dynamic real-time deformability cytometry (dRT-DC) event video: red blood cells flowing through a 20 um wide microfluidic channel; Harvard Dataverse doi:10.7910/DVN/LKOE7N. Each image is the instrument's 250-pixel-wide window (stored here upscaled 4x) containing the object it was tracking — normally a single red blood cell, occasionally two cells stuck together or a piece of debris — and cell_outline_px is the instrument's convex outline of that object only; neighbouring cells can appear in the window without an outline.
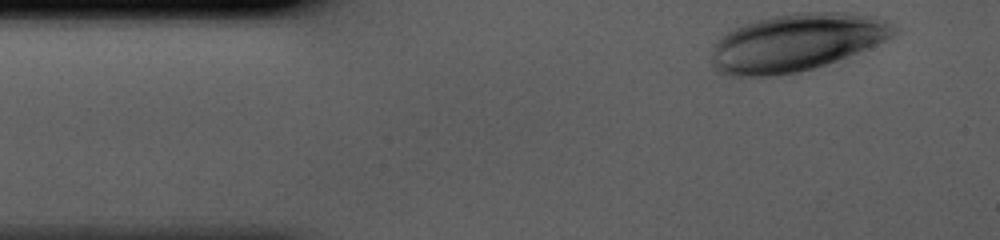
{"species": "human", "species_latin": "Homo sapiens", "temperature_condition": "cold", "stored_images_in_passage": 34, "camera_frame_rate_fps": 3000, "um_per_image_px": 0.085, "donor": {"sex": "male"}, "frame": {"image": 1, "passage_image": 1, "time_ms": 0.0, "image_size_px": [1000, 240], "cell_outline_px": [[900, 28], [892, 36], [884, 40], [856, 52], [836, 60], [812, 68], [796, 72], [768, 76], [728, 76], [716, 72], [712, 68], [712, 48], [716, 40], [724, 32], [744, 24], [756, 20], [772, 16], [796, 12], [848, 12], [872, 16], [884, 20]], "centroid_in_image_um": [67.62, 3.6], "position_along_channel_um": 17.4, "area_um2": 60.92}}
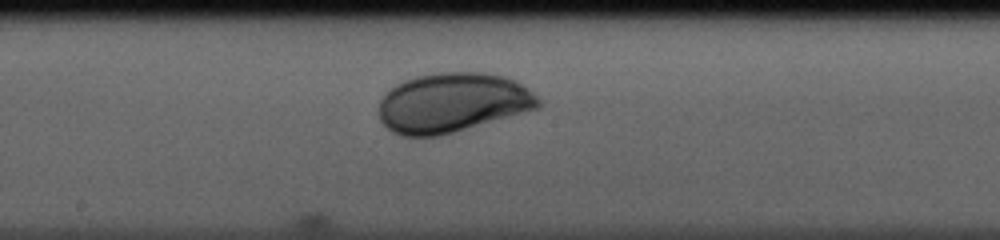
{"frame": {"image": 2, "passage_image": 19, "time_ms": 6.0, "image_size_px": [1000, 240], "cell_outline_px": [[540, 108], [440, 136], [400, 136], [392, 132], [380, 120], [380, 100], [384, 92], [396, 84], [404, 80], [416, 76], [440, 72], [480, 72], [504, 76], [516, 80], [532, 92], [540, 100]], "centroid_in_image_um": [38.45, 8.73], "position_along_channel_um": 209.7, "area_um2": 55.49}}
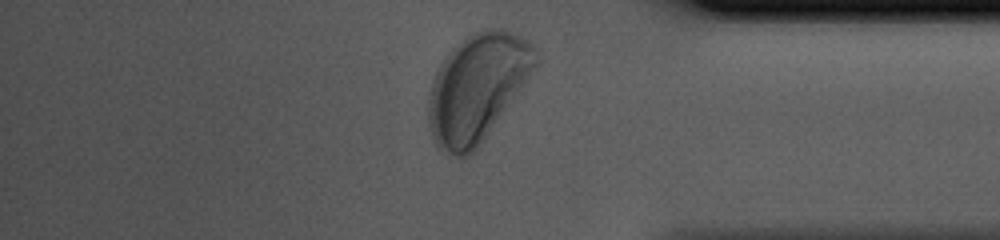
{"frame": {"image": 3, "passage_image": 33, "time_ms": 10.667, "image_size_px": [1000, 240], "cell_outline_px": [[540, 60], [476, 148], [468, 156], [456, 156], [436, 148], [432, 140], [428, 124], [428, 100], [432, 80], [440, 64], [448, 52], [460, 40], [472, 32], [484, 28], [504, 28], [516, 32], [528, 40], [536, 48], [540, 56]], "centroid_in_image_um": [40.53, 7.38], "position_along_channel_um": 394.7, "area_um2": 66.7}}